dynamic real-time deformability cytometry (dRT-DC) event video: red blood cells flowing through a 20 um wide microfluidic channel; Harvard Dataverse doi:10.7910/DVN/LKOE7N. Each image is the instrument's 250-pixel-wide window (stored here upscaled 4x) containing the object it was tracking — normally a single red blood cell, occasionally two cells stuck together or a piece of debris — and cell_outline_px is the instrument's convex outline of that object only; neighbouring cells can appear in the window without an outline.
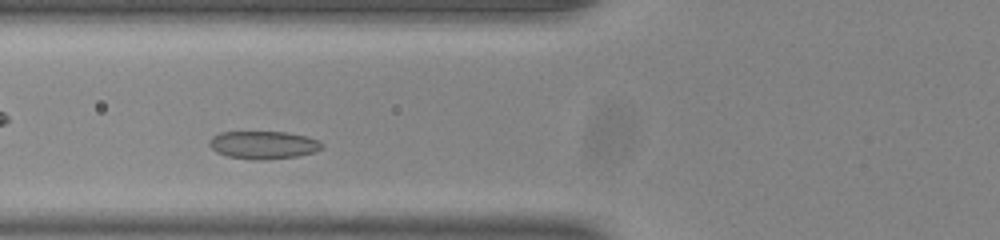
{"species": "common noctule bat (a hibernating species)", "species_latin": "Nyctalus noctula", "temperature_condition": "room temperature", "stored_images_in_passage": 37, "camera_frame_rate_fps": 3000, "um_per_image_px": 0.085, "animal": {"sex": "male", "body_mass_g": 20.0, "forearm_length_mm": 53.3}, "frame": {"image": 1, "passage_image": 7, "time_ms": 2.0, "image_size_px": [1000, 240], "cell_outline_px": [[324, 144], [320, 148], [312, 152], [300, 156], [264, 160], [252, 160], [228, 156], [216, 152], [208, 144], [212, 136], [220, 132], [284, 132], [304, 136], [320, 140]], "centroid_in_image_um": [22.37, 12.33], "position_along_channel_um": 103.4, "area_um2": 18.26}}
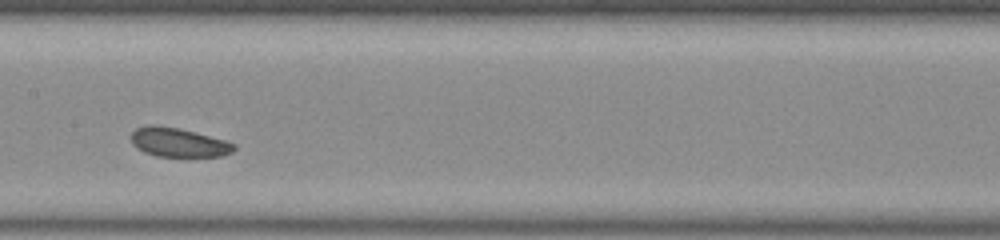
{"frame": {"image": 2, "passage_image": 14, "time_ms": 4.333, "image_size_px": [1000, 240], "cell_outline_px": [[236, 148], [232, 152], [220, 156], [156, 156], [144, 152], [136, 148], [132, 144], [132, 132], [136, 128], [152, 124], [156, 124], [180, 128], [224, 140], [236, 144]], "centroid_in_image_um": [15.15, 12.09], "position_along_channel_um": 192.3, "area_um2": 17.4}}
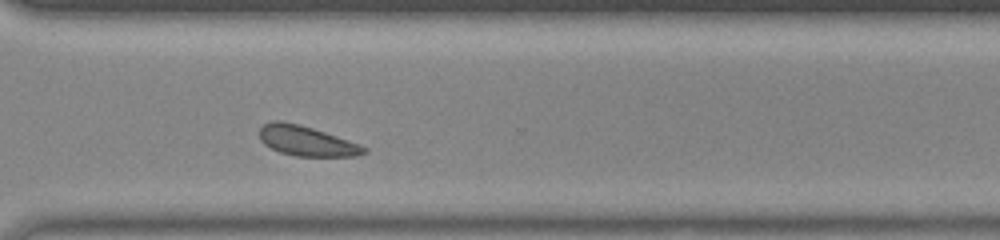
{"frame": {"image": 3, "passage_image": 26, "time_ms": 8.333, "image_size_px": [1000, 240], "cell_outline_px": [[368, 152], [356, 156], [296, 156], [280, 152], [264, 144], [260, 140], [260, 128], [264, 124], [276, 120], [280, 120], [312, 128], [360, 144], [368, 148]], "centroid_in_image_um": [26.07, 11.99], "position_along_channel_um": 344.5, "area_um2": 18.03}, "authors_computed_cell_mechanics": {"area_um2": 18.3226, "velocity_mm_per_s": 3.7983, "shape_relaxation_time_tau1_ms": null, "shape_relaxation_time_tau2_ms": 3.9347, "deformation_change_tau1": null, "deformation_change_tau2": 0.108}}